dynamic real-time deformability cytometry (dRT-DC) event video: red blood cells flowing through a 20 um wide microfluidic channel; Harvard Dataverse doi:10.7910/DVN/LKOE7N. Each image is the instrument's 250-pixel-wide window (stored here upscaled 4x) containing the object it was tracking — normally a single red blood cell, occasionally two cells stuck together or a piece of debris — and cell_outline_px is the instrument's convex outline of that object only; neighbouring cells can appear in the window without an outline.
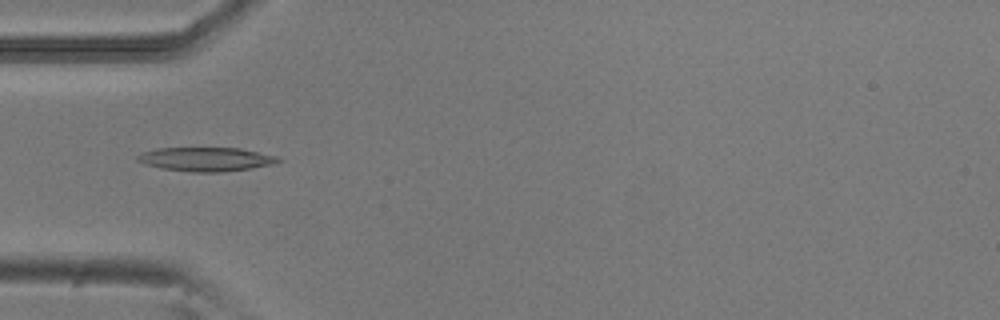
{"species": "common noctule bat (a hibernating species)", "species_latin": "Nyctalus noctula", "temperature_condition": "room temperature", "stored_images_in_passage": 4, "camera_frame_rate_fps": 3000, "um_per_image_px": 0.085, "animal": {"sex": "male", "body_mass_g": 20.5, "forearm_length_mm": 52.5}, "frame": {"image": 1, "passage_image": 4, "time_ms": 1.0, "image_size_px": [1000, 320], "cell_outline_px": [[284, 160], [272, 164], [252, 168], [220, 172], [192, 172], [160, 168], [136, 160], [136, 156], [144, 152], [156, 148], [240, 148], [276, 156]], "centroid_in_image_um": [17.52, 13.53], "position_along_channel_um": 67.5, "area_um2": 19.48}}